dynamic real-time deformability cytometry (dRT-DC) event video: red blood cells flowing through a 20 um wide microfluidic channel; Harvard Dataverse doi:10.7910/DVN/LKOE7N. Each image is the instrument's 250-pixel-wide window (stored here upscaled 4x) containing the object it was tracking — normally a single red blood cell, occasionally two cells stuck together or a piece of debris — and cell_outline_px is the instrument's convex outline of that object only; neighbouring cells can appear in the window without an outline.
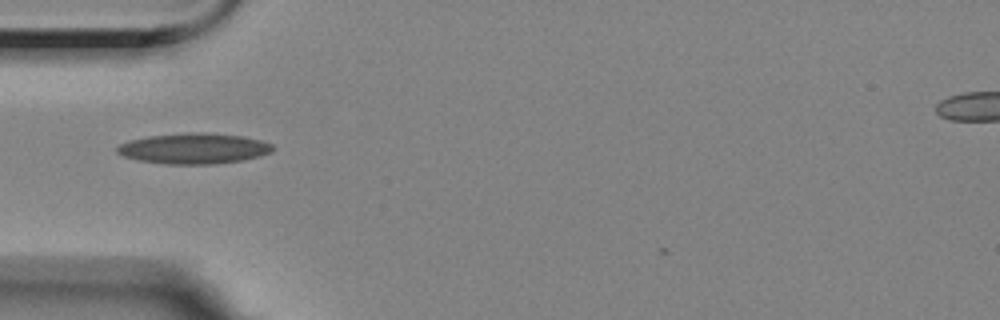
{"species": "Egyptian fruit bat (a non-hibernating species)", "species_latin": "Rousettus aegyptiacus", "temperature_condition": "room temperature", "stored_images_in_passage": 36, "camera_frame_rate_fps": 3000, "um_per_image_px": 0.085, "animal": {"sex": "female"}, "frame": {"image": 1, "passage_image": 2, "time_ms": 0.333, "image_size_px": [1000, 320], "cell_outline_px": [[276, 148], [272, 152], [260, 156], [244, 160], [216, 164], [168, 164], [140, 160], [124, 156], [116, 152], [116, 148], [120, 144], [132, 140], [148, 136], [184, 132], [204, 132], [240, 136], [260, 140], [272, 144]], "centroid_in_image_um": [16.52, 12.62], "position_along_channel_um": 68.5, "area_um2": 27.8}}
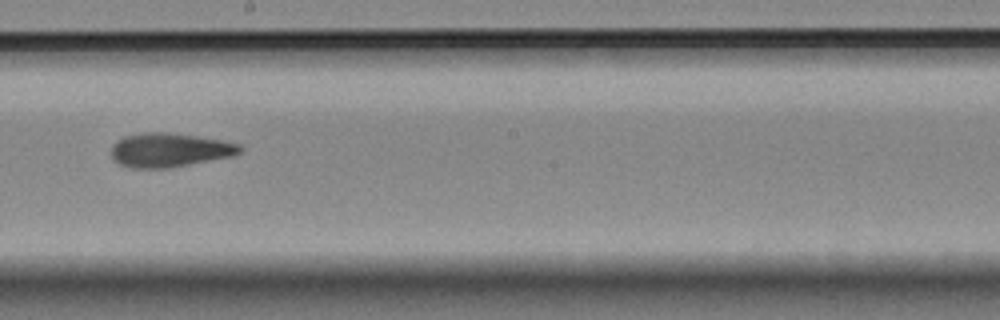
{"frame": {"image": 2, "passage_image": 16, "time_ms": 5.0, "image_size_px": [1000, 320], "cell_outline_px": [[244, 148], [240, 152], [232, 156], [168, 168], [132, 168], [120, 164], [112, 160], [112, 144], [116, 140], [124, 136], [144, 132], [168, 132], [196, 136], [220, 140], [240, 144]], "centroid_in_image_um": [14.38, 12.75], "position_along_channel_um": 233.8, "area_um2": 25.49}}
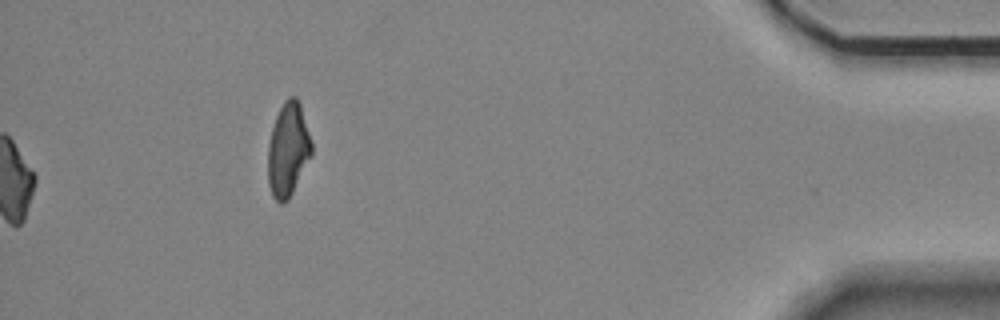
{"frame": {"image": 3, "passage_image": 36, "time_ms": 11.667, "image_size_px": [1000, 320], "cell_outline_px": [[312, 156], [288, 200], [284, 204], [280, 204], [272, 196], [268, 184], [268, 144], [272, 128], [276, 116], [284, 100], [288, 96], [296, 96], [300, 104], [312, 144]], "centroid_in_image_um": [24.48, 12.74], "position_along_channel_um": 410.7, "area_um2": 23.93}, "authors_computed_cell_mechanics": {"area_um2": 24.6806, "velocity_mm_per_s": 3.5148, "shape_relaxation_time_tau1_ms": null, "shape_relaxation_time_tau2_ms": 3.7105, "deformation_change_tau1": null, "deformation_change_tau2": 0.1197}}